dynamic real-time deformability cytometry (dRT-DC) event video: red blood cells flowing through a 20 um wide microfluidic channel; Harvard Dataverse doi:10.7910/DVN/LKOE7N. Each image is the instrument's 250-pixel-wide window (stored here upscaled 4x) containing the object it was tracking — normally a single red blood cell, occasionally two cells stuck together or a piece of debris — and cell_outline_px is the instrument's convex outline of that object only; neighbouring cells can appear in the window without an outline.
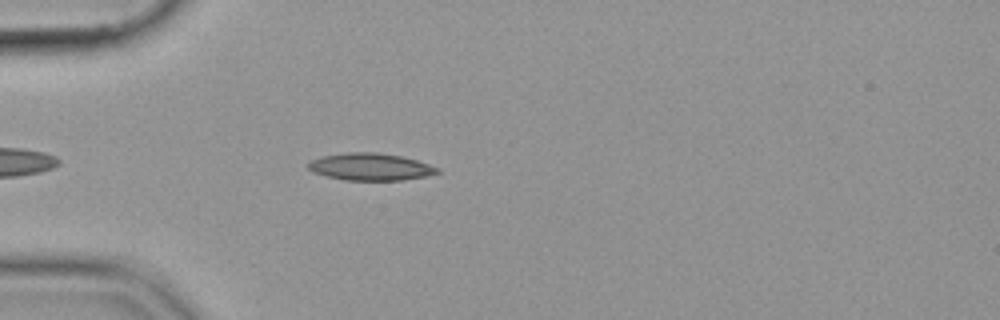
{"species": "common noctule bat (a hibernating species)", "species_latin": "Nyctalus noctula", "temperature_condition": "cold", "stored_images_in_passage": 46, "camera_frame_rate_fps": 3000, "um_per_image_px": 0.085, "animal": {"sex": "female", "body_mass_g": 19.9}, "frame": {"image": 1, "passage_image": 7, "time_ms": 2.0, "image_size_px": [1000, 320], "cell_outline_px": [[440, 172], [424, 176], [400, 180], [344, 180], [312, 172], [308, 168], [308, 164], [312, 160], [320, 156], [348, 152], [376, 152], [400, 156], [416, 160], [440, 168]], "centroid_in_image_um": [31.46, 14.17], "position_along_channel_um": 53.5, "area_um2": 20.29}}
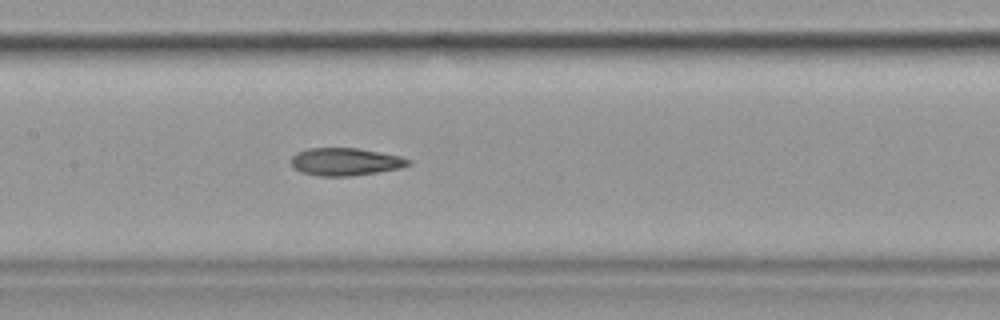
{"frame": {"image": 2, "passage_image": 18, "time_ms": 5.667, "image_size_px": [1000, 320], "cell_outline_px": [[412, 164], [400, 168], [376, 172], [348, 176], [320, 176], [300, 172], [292, 164], [292, 156], [296, 152], [308, 148], [360, 148], [400, 156], [412, 160]], "centroid_in_image_um": [29.38, 13.74], "position_along_channel_um": 178.0, "area_um2": 18.84}}
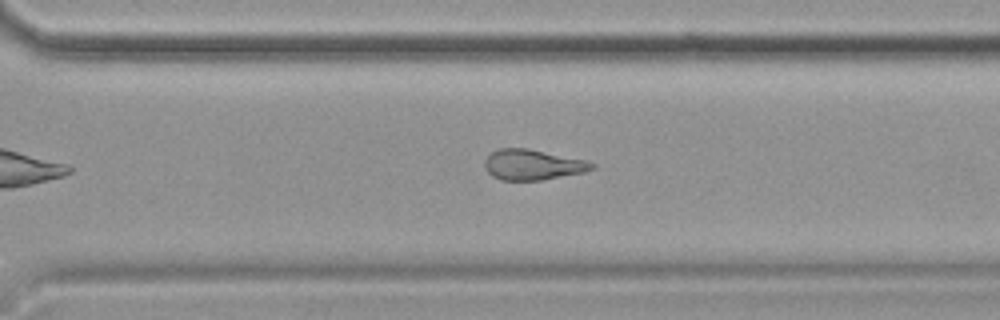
{"frame": {"image": 3, "passage_image": 30, "time_ms": 9.667, "image_size_px": [1000, 320], "cell_outline_px": [[596, 168], [584, 172], [540, 180], [500, 180], [492, 176], [484, 168], [484, 160], [492, 152], [500, 148], [528, 148], [584, 160], [596, 164]], "centroid_in_image_um": [45.25, 14.0], "position_along_channel_um": 325.3, "area_um2": 18.96}}